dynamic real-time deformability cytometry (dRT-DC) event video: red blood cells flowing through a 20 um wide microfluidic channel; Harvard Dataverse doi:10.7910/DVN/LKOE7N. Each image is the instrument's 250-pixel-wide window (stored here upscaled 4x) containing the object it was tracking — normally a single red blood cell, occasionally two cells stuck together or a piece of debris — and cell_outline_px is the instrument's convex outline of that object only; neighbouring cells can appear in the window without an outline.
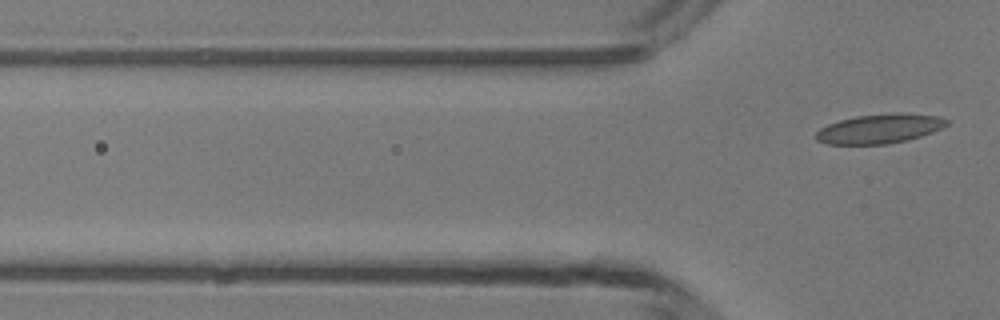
{"species": "common noctule bat (a hibernating species)", "species_latin": "Nyctalus noctula", "temperature_condition": "room temperature", "stored_images_in_passage": 5, "segment_of_instrument_passage": [2, 2], "camera_frame_rate_fps": 3000, "um_per_image_px": 0.085, "animal": {"sex": "male", "body_mass_g": 13.3}, "frame": {"image": 1, "passage_image": 5, "time_ms": 5.333, "image_size_px": [1000, 320], "cell_outline_px": [[948, 124], [932, 132], [908, 140], [888, 144], [828, 144], [816, 140], [816, 132], [820, 128], [828, 124], [840, 120], [856, 116], [896, 112], [900, 112], [940, 116], [948, 120]], "centroid_in_image_um": [74.77, 10.93], "position_along_channel_um": 51.0, "area_um2": 22.43}}